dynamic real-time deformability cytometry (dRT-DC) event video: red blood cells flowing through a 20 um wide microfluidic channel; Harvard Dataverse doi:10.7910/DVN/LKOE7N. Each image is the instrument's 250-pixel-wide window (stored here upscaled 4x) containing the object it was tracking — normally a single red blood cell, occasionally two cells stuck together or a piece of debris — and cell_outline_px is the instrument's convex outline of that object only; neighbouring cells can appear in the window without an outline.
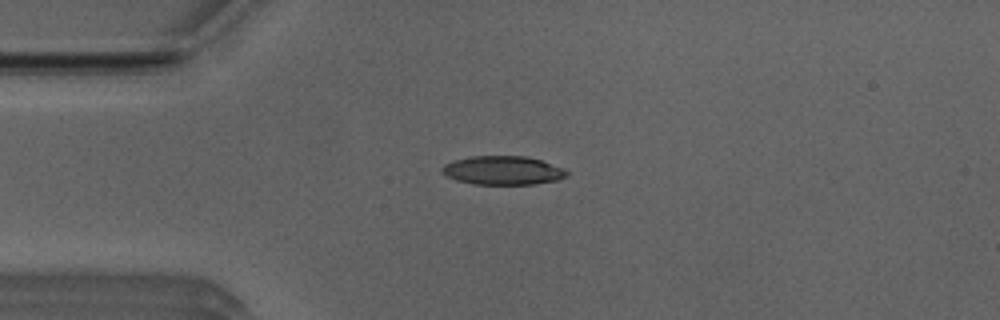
{"species": "Egyptian fruit bat (a non-hibernating species)", "species_latin": "Rousettus aegyptiacus", "temperature_condition": "room temperature", "stored_images_in_passage": 50, "camera_frame_rate_fps": 3000, "um_per_image_px": 0.085, "animal": {"sex": "male"}, "frame": {"image": 1, "passage_image": 11, "time_ms": 3.333, "image_size_px": [1000, 320], "cell_outline_px": [[568, 176], [556, 180], [536, 184], [472, 184], [456, 180], [444, 176], [440, 172], [440, 168], [444, 164], [452, 160], [472, 156], [528, 156], [564, 168], [568, 172]], "centroid_in_image_um": [42.69, 14.48], "position_along_channel_um": 42.3, "area_um2": 21.15}}
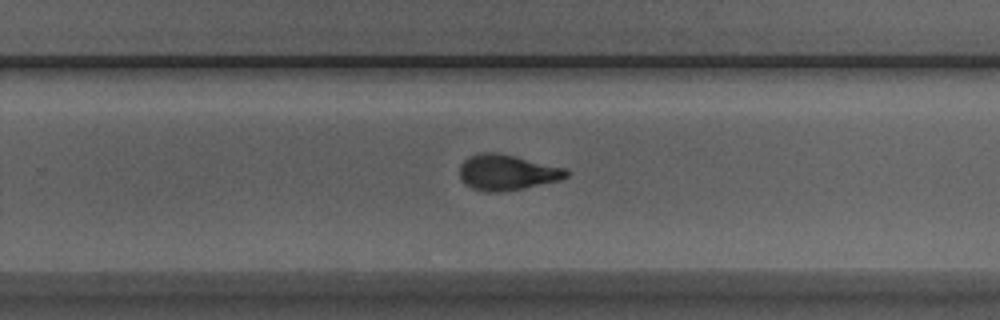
{"frame": {"image": 2, "passage_image": 31, "time_ms": 10.0, "image_size_px": [1000, 320], "cell_outline_px": [[568, 176], [560, 180], [524, 188], [500, 192], [488, 192], [472, 188], [464, 184], [460, 176], [460, 164], [468, 156], [484, 152], [496, 152], [568, 168]], "centroid_in_image_um": [43.1, 14.65], "position_along_channel_um": 286.7, "area_um2": 22.2}}
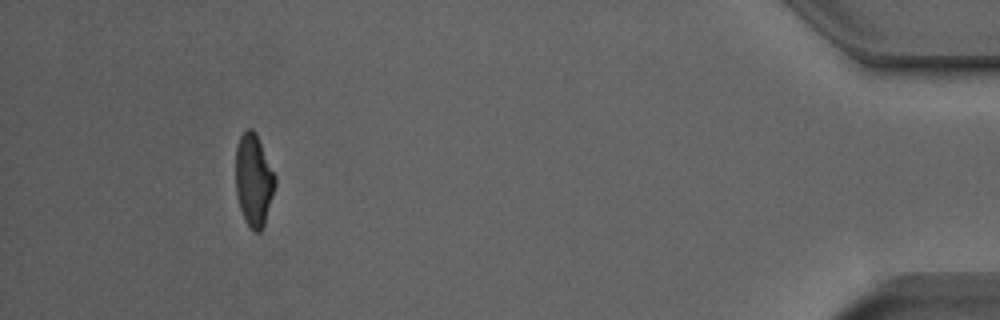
{"frame": {"image": 3, "passage_image": 46, "time_ms": 15.0, "image_size_px": [1000, 320], "cell_outline_px": [[276, 184], [264, 224], [260, 232], [256, 232], [244, 220], [236, 196], [236, 148], [240, 136], [248, 128], [252, 128], [256, 132], [276, 176]], "centroid_in_image_um": [21.56, 15.28], "position_along_channel_um": 413.6, "area_um2": 21.15}, "authors_computed_cell_mechanics": {"area_um2": 21.6172, "velocity_mm_per_s": 3.9629, "shape_relaxation_time_tau1_ms": 4.7119, "shape_relaxation_time_tau2_ms": 1.7496, "deformation_change_tau1": 0.178, "deformation_change_tau2": 0.09}}